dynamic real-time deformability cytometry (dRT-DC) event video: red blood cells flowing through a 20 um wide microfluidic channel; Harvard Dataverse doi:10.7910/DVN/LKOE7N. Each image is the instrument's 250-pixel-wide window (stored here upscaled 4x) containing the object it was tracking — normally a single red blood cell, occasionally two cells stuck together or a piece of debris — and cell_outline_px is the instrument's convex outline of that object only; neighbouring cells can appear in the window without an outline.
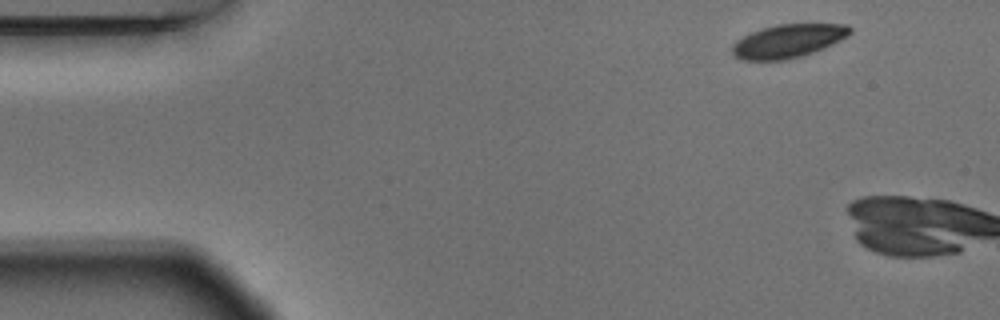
{"species": "Egyptian fruit bat (a non-hibernating species)", "species_latin": "Rousettus aegyptiacus", "temperature_condition": "warm", "stored_images_in_passage": 2, "camera_frame_rate_fps": 3000, "um_per_image_px": 0.085, "animal": {"sex": "male"}, "frame": {"image": 1, "passage_image": 1, "time_ms": 0.0, "image_size_px": [1000, 320], "cell_outline_px": [[852, 32], [848, 36], [816, 52], [804, 56], [788, 60], [740, 60], [732, 52], [732, 44], [736, 40], [752, 32], [776, 24], [848, 24], [852, 28]], "centroid_in_image_um": [67.02, 3.49], "position_along_channel_um": 18.0, "area_um2": 23.12}}